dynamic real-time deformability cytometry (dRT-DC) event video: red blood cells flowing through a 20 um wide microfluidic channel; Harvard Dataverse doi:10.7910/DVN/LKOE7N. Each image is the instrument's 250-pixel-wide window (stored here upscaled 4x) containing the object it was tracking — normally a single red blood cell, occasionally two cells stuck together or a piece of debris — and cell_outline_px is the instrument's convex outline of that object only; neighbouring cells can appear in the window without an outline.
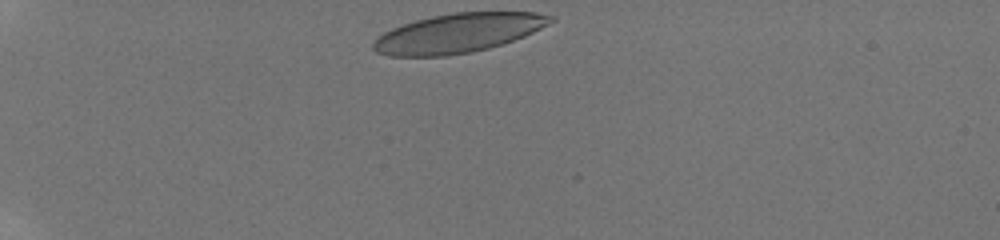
{"species": "human", "species_latin": "Homo sapiens", "temperature_condition": "room temperature", "stored_images_in_passage": 5, "camera_frame_rate_fps": 3000, "um_per_image_px": 0.085, "donor": {"sex": "male"}, "frame": {"image": 1, "passage_image": 1, "time_ms": 0.0, "image_size_px": [1000, 240], "cell_outline_px": [[556, 20], [524, 36], [488, 48], [472, 52], [448, 56], [388, 56], [376, 52], [372, 48], [372, 44], [384, 32], [392, 28], [416, 20], [432, 16], [456, 12], [536, 12], [556, 16]], "centroid_in_image_um": [38.95, 2.81], "position_along_channel_um": 46.0, "area_um2": 40.29}}
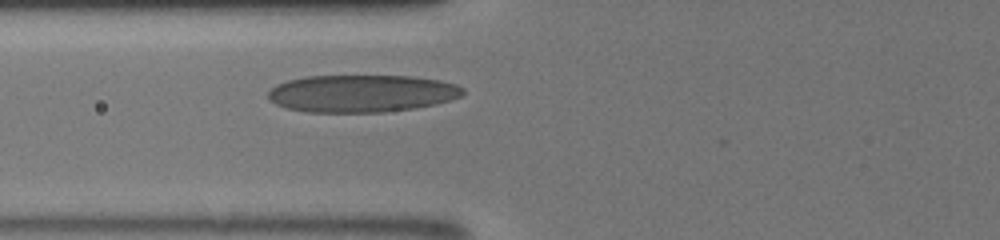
{"frame": {"image": 2, "passage_image": 5, "time_ms": 2.667, "image_size_px": [1000, 240], "cell_outline_px": [[464, 92], [460, 96], [436, 104], [416, 108], [384, 112], [308, 112], [288, 108], [276, 104], [268, 96], [268, 92], [276, 84], [288, 80], [308, 76], [412, 76], [440, 80], [456, 84], [464, 88]], "centroid_in_image_um": [30.76, 7.94], "position_along_channel_um": 95.0, "area_um2": 42.37}}